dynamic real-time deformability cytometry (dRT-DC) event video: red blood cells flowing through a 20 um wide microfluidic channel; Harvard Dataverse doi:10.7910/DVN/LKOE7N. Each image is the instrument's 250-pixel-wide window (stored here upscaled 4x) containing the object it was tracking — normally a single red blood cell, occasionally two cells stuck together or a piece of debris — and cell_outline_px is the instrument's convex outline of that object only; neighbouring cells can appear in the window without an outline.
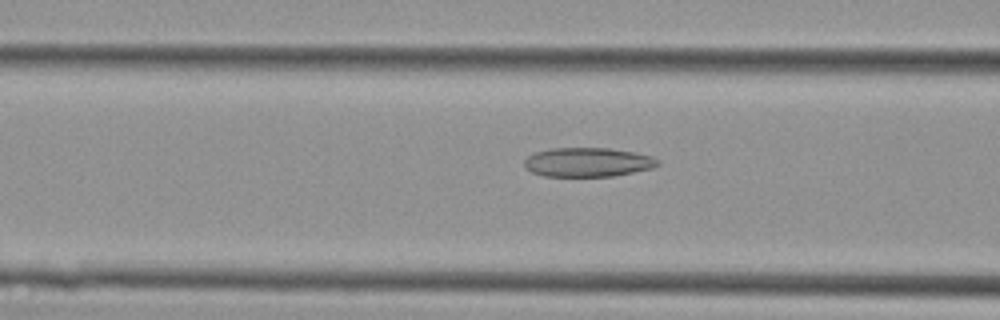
{"species": "Egyptian fruit bat (a non-hibernating species)", "species_latin": "Rousettus aegyptiacus", "temperature_condition": "cold", "stored_images_in_passage": 43, "camera_frame_rate_fps": 3000, "um_per_image_px": 0.085, "animal": {"sex": "female"}, "frame": {"image": 1, "passage_image": 17, "time_ms": 5.333, "image_size_px": [1000, 320], "cell_outline_px": [[660, 164], [652, 168], [612, 176], [544, 176], [532, 172], [524, 168], [524, 160], [528, 156], [536, 152], [552, 148], [608, 148], [636, 152], [652, 156], [660, 160]], "centroid_in_image_um": [49.96, 13.78], "position_along_channel_um": 116.6, "area_um2": 22.72}}
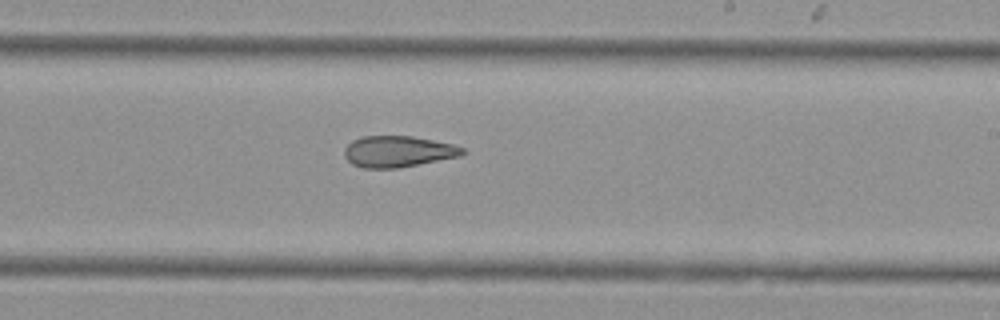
{"frame": {"image": 2, "passage_image": 26, "time_ms": 8.333, "image_size_px": [1000, 320], "cell_outline_px": [[468, 152], [460, 156], [400, 168], [364, 168], [352, 164], [344, 156], [344, 148], [352, 140], [364, 136], [412, 136], [452, 144], [464, 148]], "centroid_in_image_um": [33.83, 12.88], "position_along_channel_um": 255.2, "area_um2": 21.56}}
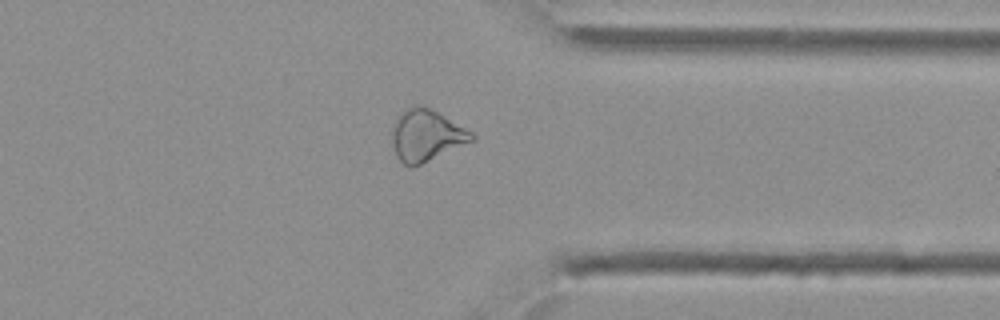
{"frame": {"image": 3, "passage_image": 34, "time_ms": 11.0, "image_size_px": [1000, 320], "cell_outline_px": [[476, 140], [420, 164], [404, 164], [396, 156], [392, 140], [392, 128], [400, 112], [408, 108], [428, 108], [444, 116], [472, 132], [476, 136]], "centroid_in_image_um": [36.25, 11.53], "position_along_channel_um": 375.1, "area_um2": 23.18}}